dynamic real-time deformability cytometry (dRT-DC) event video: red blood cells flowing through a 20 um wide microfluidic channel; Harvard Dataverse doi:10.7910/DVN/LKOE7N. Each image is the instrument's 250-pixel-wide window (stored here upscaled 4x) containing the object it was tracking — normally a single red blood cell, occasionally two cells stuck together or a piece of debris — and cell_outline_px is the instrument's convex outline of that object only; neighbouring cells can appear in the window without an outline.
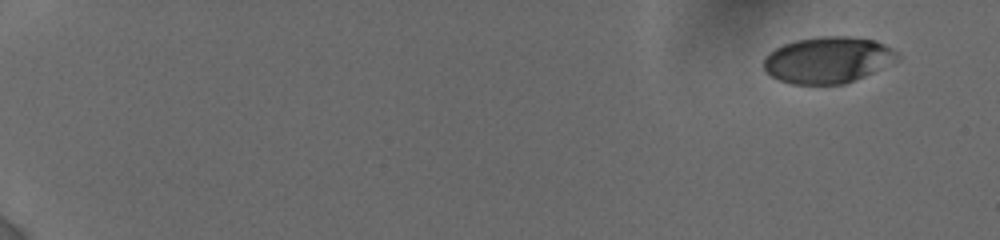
{"species": "human", "species_latin": "Homo sapiens", "temperature_condition": "cold", "stored_images_in_passage": 30, "camera_frame_rate_fps": 3000, "um_per_image_px": 0.085, "donor": {"sex": "female"}, "frame": {"image": 1, "passage_image": 1, "time_ms": 0.0, "image_size_px": [1000, 240], "cell_outline_px": [[900, 60], [864, 76], [844, 84], [792, 84], [780, 80], [772, 76], [764, 68], [764, 56], [768, 52], [784, 44], [796, 40], [820, 36], [852, 36], [876, 40], [892, 48], [900, 56]], "centroid_in_image_um": [70.39, 5.08], "position_along_channel_um": 14.6, "area_um2": 36.24}}
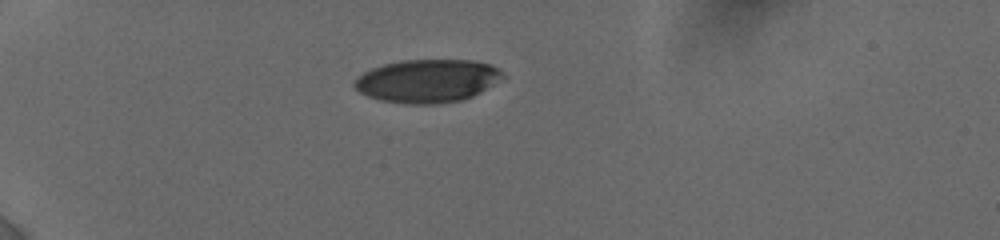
{"frame": {"image": 2, "passage_image": 25, "time_ms": 4.667, "image_size_px": [1000, 240], "cell_outline_px": [[504, 76], [472, 96], [460, 100], [436, 104], [408, 104], [380, 100], [368, 96], [360, 92], [352, 84], [352, 80], [364, 72], [372, 68], [384, 64], [404, 60], [472, 60], [492, 64], [500, 68], [504, 72]], "centroid_in_image_um": [36.3, 6.87], "position_along_channel_um": 48.7, "area_um2": 37.17}}